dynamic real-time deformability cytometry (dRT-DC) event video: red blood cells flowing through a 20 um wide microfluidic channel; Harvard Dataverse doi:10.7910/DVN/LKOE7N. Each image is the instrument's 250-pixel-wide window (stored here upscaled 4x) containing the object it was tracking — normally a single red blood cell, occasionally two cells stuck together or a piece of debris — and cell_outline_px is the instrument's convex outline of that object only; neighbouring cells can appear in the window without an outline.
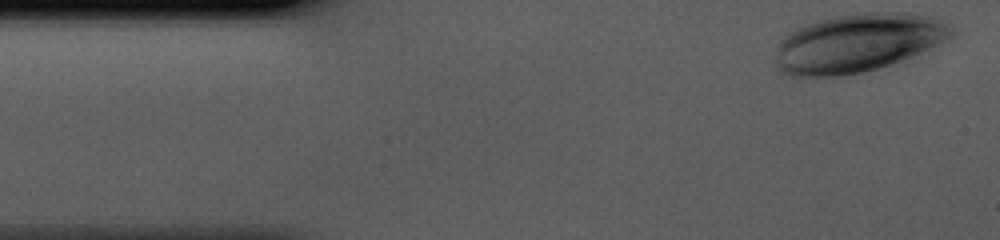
{"species": "human", "species_latin": "Homo sapiens", "temperature_condition": "cold", "stored_images_in_passage": 35, "camera_frame_rate_fps": 3000, "um_per_image_px": 0.085, "donor": {"sex": "male"}, "frame": {"image": 1, "passage_image": 1, "time_ms": 0.0, "image_size_px": [1000, 240], "cell_outline_px": [[952, 36], [904, 64], [864, 72], [840, 76], [788, 76], [780, 72], [776, 68], [776, 44], [784, 36], [808, 24], [820, 20], [836, 16], [864, 12], [904, 12], [928, 16], [944, 24], [952, 32]], "centroid_in_image_um": [72.91, 3.7], "position_along_channel_um": 12.1, "area_um2": 60.52}}
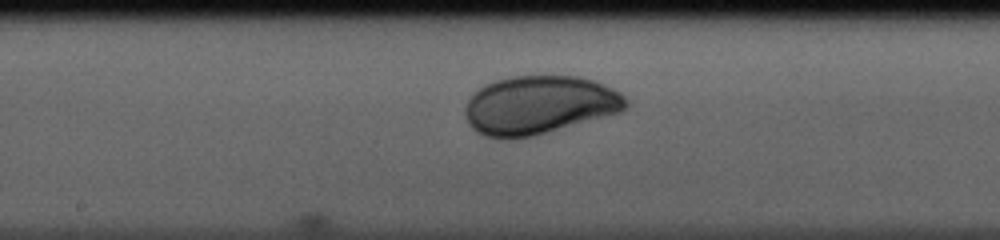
{"frame": {"image": 2, "passage_image": 20, "time_ms": 6.333, "image_size_px": [1000, 240], "cell_outline_px": [[628, 108], [620, 112], [532, 136], [508, 140], [500, 140], [484, 136], [476, 132], [468, 124], [464, 116], [464, 108], [468, 100], [484, 84], [496, 80], [512, 76], [580, 76], [596, 80], [620, 92], [628, 100]], "centroid_in_image_um": [45.81, 8.94], "position_along_channel_um": 202.4, "area_um2": 55.2}}
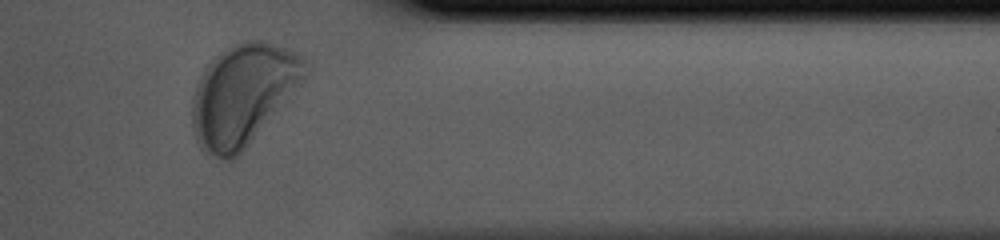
{"frame": {"image": 3, "passage_image": 34, "time_ms": 11.0, "image_size_px": [1000, 240], "cell_outline_px": [[312, 64], [308, 76], [284, 104], [244, 148], [232, 160], [224, 160], [200, 148], [196, 140], [192, 128], [192, 96], [196, 84], [204, 68], [220, 52], [232, 44], [244, 40], [260, 40], [276, 44], [288, 48], [304, 56]], "centroid_in_image_um": [20.69, 7.98], "position_along_channel_um": 390.7, "area_um2": 66.7}}